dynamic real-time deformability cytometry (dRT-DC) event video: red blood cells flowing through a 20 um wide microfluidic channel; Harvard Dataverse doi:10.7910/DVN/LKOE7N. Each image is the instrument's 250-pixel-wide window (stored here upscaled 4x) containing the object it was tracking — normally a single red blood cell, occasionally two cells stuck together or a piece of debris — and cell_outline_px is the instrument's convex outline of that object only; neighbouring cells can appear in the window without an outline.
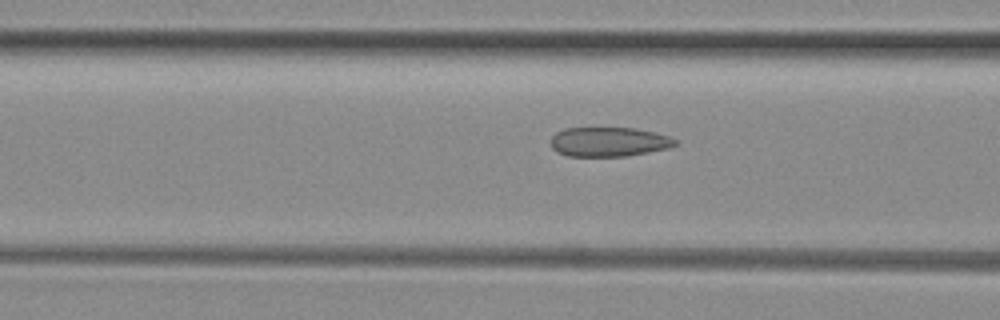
{"species": "common noctule bat (a hibernating species)", "species_latin": "Nyctalus noctula", "temperature_condition": "room temperature", "stored_images_in_passage": 40, "camera_frame_rate_fps": 3000, "um_per_image_px": 0.085, "animal": {"sex": "female", "body_mass_g": 29.2, "forearm_length_mm": 56.3}, "frame": {"image": 1, "passage_image": 20, "time_ms": 6.333, "image_size_px": [1000, 320], "cell_outline_px": [[676, 144], [668, 148], [628, 156], [568, 156], [556, 152], [552, 148], [552, 136], [556, 132], [564, 128], [636, 128], [656, 132], [668, 136], [676, 140]], "centroid_in_image_um": [51.74, 12.05], "position_along_channel_um": 114.9, "area_um2": 21.33}}
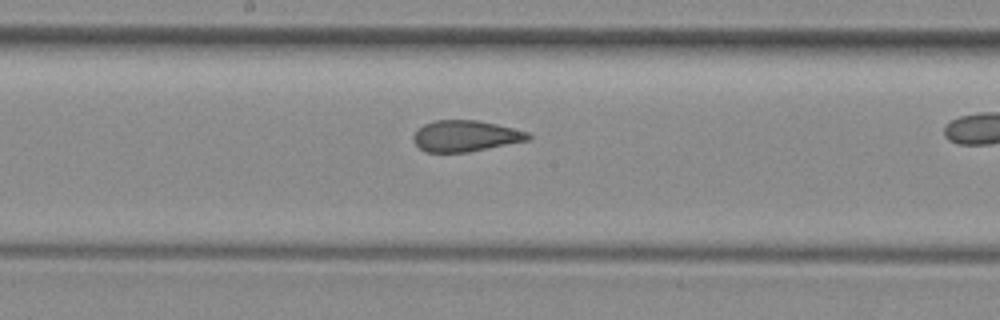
{"frame": {"image": 2, "passage_image": 27, "time_ms": 8.667, "image_size_px": [1000, 320], "cell_outline_px": [[532, 136], [528, 140], [468, 152], [424, 152], [412, 140], [412, 136], [424, 124], [436, 120], [476, 120], [496, 124], [528, 132]], "centroid_in_image_um": [39.54, 11.56], "position_along_channel_um": 208.7, "area_um2": 20.63}}
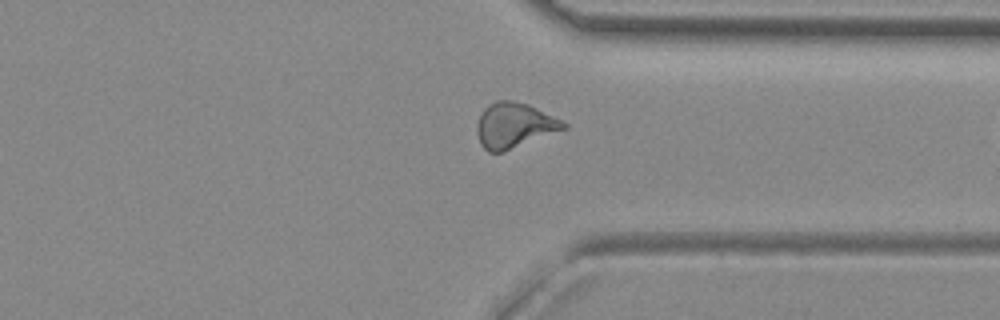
{"frame": {"image": 3, "passage_image": 39, "time_ms": 12.667, "image_size_px": [1000, 320], "cell_outline_px": [[568, 128], [500, 152], [488, 152], [480, 144], [476, 132], [476, 124], [484, 108], [488, 104], [496, 100], [512, 100], [528, 104], [568, 124]], "centroid_in_image_um": [43.67, 10.64], "position_along_channel_um": 367.7, "area_um2": 22.54}}